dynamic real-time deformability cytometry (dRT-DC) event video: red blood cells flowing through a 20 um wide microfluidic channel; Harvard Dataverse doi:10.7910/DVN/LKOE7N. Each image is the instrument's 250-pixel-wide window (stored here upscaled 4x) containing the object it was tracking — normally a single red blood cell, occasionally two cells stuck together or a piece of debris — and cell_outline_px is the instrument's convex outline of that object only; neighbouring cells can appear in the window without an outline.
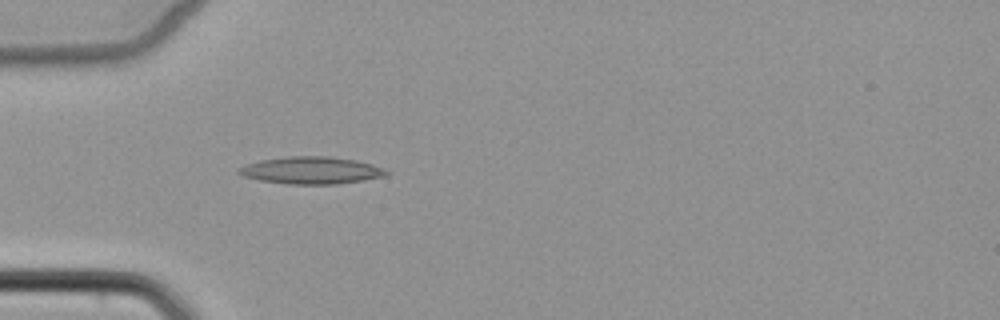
{"species": "common noctule bat (a hibernating species)", "species_latin": "Nyctalus noctula", "temperature_condition": "cold", "stored_images_in_passage": 3, "camera_frame_rate_fps": 3000, "um_per_image_px": 0.085, "animal": {"sex": "female", "body_mass_g": 22.7, "forearm_length_mm": 54.2}, "frame": {"image": 1, "passage_image": 3, "time_ms": 3.333, "image_size_px": [1000, 320], "cell_outline_px": [[392, 172], [388, 176], [364, 180], [336, 184], [288, 184], [260, 180], [244, 176], [236, 172], [236, 168], [244, 164], [260, 160], [288, 156], [332, 156], [356, 160], [372, 164], [384, 168]], "centroid_in_image_um": [26.48, 14.47], "position_along_channel_um": 58.5, "area_um2": 23.76}}